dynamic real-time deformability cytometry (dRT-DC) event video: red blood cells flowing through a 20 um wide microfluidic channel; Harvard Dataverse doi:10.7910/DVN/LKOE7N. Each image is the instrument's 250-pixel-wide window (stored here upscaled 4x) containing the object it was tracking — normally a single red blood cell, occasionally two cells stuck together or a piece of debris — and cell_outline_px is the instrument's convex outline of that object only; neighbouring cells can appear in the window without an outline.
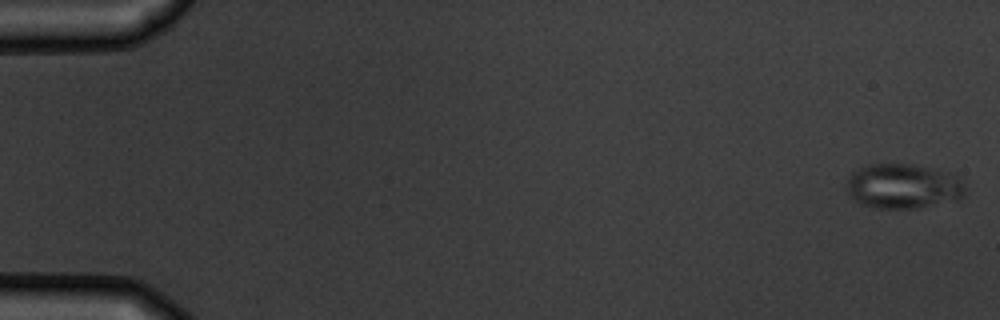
{"species": "common noctule bat (a hibernating species)", "species_latin": "Nyctalus noctula", "temperature_condition": "warm", "stored_images_in_passage": 5, "camera_frame_rate_fps": 3000, "um_per_image_px": 0.085, "animal": {"sex": "male", "body_mass_g": 19.5, "forearm_length_mm": 54.6}, "frame": {"image": 1, "passage_image": 1, "time_ms": 0.0, "image_size_px": [1000, 320], "cell_outline_px": [[964, 196], [960, 200], [916, 208], [876, 208], [860, 204], [852, 200], [848, 196], [848, 180], [852, 172], [868, 164], [912, 164], [948, 172], [956, 176], [964, 184]], "centroid_in_image_um": [76.77, 15.84], "position_along_channel_um": 8.2, "area_um2": 31.1}}